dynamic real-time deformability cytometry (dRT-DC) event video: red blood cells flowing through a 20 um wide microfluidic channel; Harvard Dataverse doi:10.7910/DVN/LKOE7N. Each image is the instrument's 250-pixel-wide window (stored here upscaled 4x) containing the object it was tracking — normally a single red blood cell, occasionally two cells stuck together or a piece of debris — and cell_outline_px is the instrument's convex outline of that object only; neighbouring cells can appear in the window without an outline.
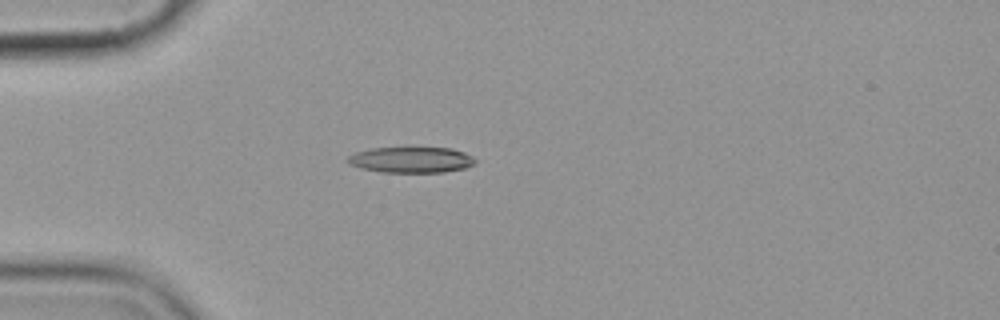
{"species": "common noctule bat (a hibernating species)", "species_latin": "Nyctalus noctula", "temperature_condition": "cold", "stored_images_in_passage": 5, "camera_frame_rate_fps": 3000, "um_per_image_px": 0.085, "animal": {"sex": "female", "body_mass_g": 19.9}, "frame": {"image": 1, "passage_image": 5, "time_ms": 4.667, "image_size_px": [1000, 320], "cell_outline_px": [[476, 160], [472, 164], [464, 168], [444, 172], [380, 172], [360, 168], [348, 164], [344, 160], [348, 156], [356, 152], [372, 148], [408, 144], [452, 148], [464, 152], [472, 156]], "centroid_in_image_um": [34.9, 13.52], "position_along_channel_um": 50.1, "area_um2": 20.35}}